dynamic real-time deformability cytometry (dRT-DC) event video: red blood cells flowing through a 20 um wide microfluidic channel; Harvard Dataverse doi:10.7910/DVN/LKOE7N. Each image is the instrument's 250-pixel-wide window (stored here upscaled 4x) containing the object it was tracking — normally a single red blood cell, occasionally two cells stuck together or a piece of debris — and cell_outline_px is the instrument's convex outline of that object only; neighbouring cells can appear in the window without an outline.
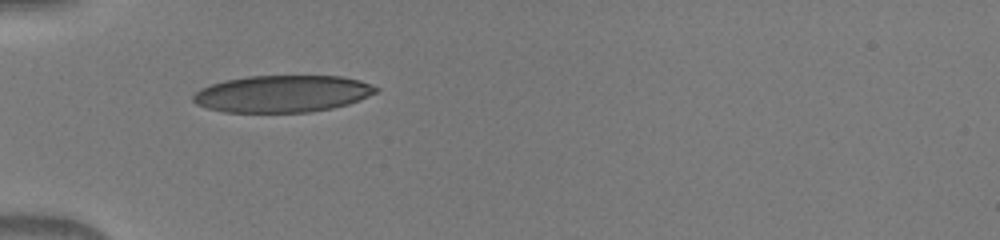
{"species": "human", "species_latin": "Homo sapiens", "temperature_condition": "warm", "stored_images_in_passage": 34, "camera_frame_rate_fps": 3000, "um_per_image_px": 0.085, "donor": {"sex": "male"}, "frame": {"image": 1, "passage_image": 1, "time_ms": 0.0, "image_size_px": [1000, 240], "cell_outline_px": [[380, 88], [376, 92], [368, 96], [348, 104], [332, 108], [308, 112], [224, 112], [208, 108], [196, 104], [192, 100], [192, 96], [200, 88], [224, 80], [248, 76], [340, 76], [360, 80]], "centroid_in_image_um": [23.99, 7.97], "position_along_channel_um": 61.0, "area_um2": 39.3}}
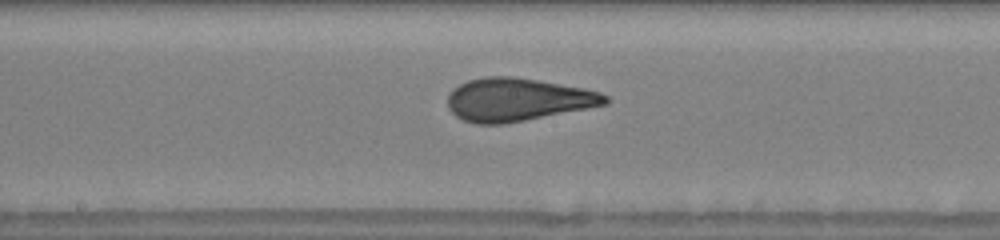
{"frame": {"image": 2, "passage_image": 12, "time_ms": 3.667, "image_size_px": [1000, 240], "cell_outline_px": [[608, 104], [588, 108], [504, 124], [476, 124], [464, 120], [456, 116], [448, 108], [448, 96], [452, 88], [468, 80], [484, 76], [512, 76], [584, 88], [600, 92], [608, 96]], "centroid_in_image_um": [43.97, 8.46], "position_along_channel_um": 204.2, "area_um2": 39.42}}
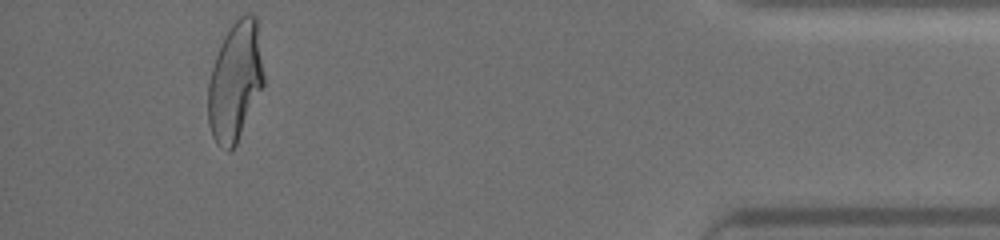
{"frame": {"image": 3, "passage_image": 31, "time_ms": 10.0, "image_size_px": [1000, 240], "cell_outline_px": [[264, 84], [236, 144], [228, 152], [216, 144], [212, 136], [208, 124], [208, 84], [212, 68], [216, 56], [224, 36], [232, 24], [240, 16], [248, 12], [256, 16], [264, 72]], "centroid_in_image_um": [19.99, 6.93], "position_along_channel_um": 415.2, "area_um2": 38.55}}